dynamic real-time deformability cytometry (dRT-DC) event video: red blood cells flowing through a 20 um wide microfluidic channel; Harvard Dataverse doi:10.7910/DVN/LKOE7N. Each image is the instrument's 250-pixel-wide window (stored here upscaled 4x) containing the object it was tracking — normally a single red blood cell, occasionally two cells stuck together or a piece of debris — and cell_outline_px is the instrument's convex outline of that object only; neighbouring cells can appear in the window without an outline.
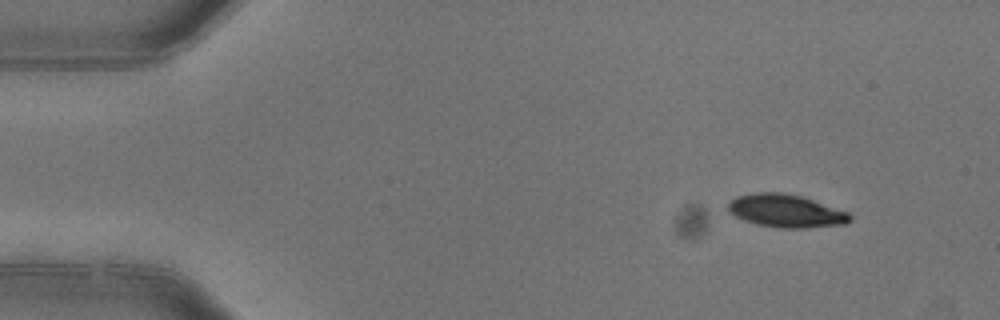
{"species": "common noctule bat (a hibernating species)", "species_latin": "Nyctalus noctula", "temperature_condition": "warm", "stored_images_in_passage": 3, "camera_frame_rate_fps": 3000, "um_per_image_px": 0.085, "animal": {"sex": "female"}, "frame": {"image": 1, "passage_image": 1, "time_ms": 0.0, "image_size_px": [1000, 320], "cell_outline_px": [[852, 220], [844, 224], [804, 228], [780, 228], [756, 224], [744, 220], [728, 212], [728, 200], [736, 196], [752, 192], [784, 192], [800, 196], [848, 212], [852, 216]], "centroid_in_image_um": [66.76, 17.92], "position_along_channel_um": 18.2, "area_um2": 23.47}}
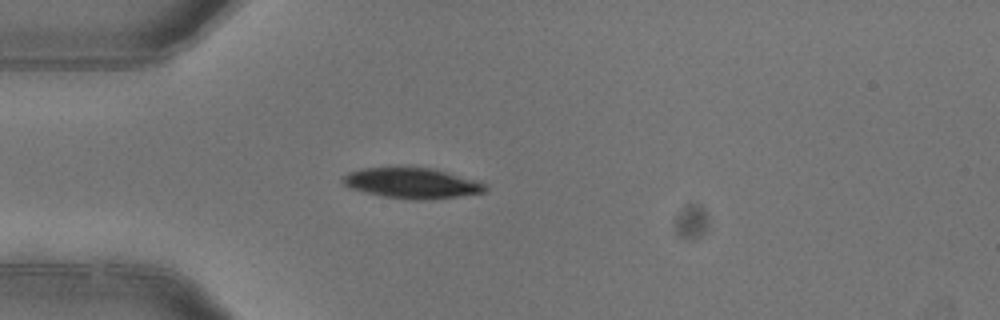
{"frame": {"image": 2, "passage_image": 3, "time_ms": 0.667, "image_size_px": [1000, 320], "cell_outline_px": [[488, 188], [484, 192], [456, 196], [420, 200], [416, 200], [384, 196], [352, 188], [344, 184], [344, 176], [348, 172], [364, 168], [432, 168], [448, 172], [484, 184]], "centroid_in_image_um": [35.02, 15.56], "position_along_channel_um": 50.0, "area_um2": 24.39}}